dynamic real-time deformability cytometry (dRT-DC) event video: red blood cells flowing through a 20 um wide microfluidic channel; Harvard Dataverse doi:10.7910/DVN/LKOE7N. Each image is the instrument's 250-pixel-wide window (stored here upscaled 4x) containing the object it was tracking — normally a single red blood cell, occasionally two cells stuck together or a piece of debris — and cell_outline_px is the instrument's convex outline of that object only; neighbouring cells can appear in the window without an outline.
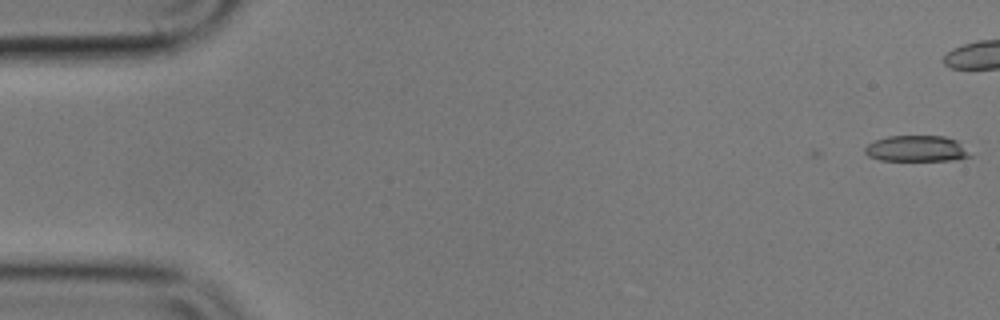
{"species": "common noctule bat (a hibernating species)", "species_latin": "Nyctalus noctula", "temperature_condition": "cold", "stored_images_in_passage": 8, "camera_frame_rate_fps": 3000, "um_per_image_px": 0.085, "animal": {"sex": "male", "body_mass_g": 17.9}, "frame": {"image": 1, "passage_image": 1, "time_ms": 0.0, "image_size_px": [1000, 320], "cell_outline_px": [[972, 156], [952, 160], [880, 160], [868, 156], [864, 152], [864, 148], [868, 144], [876, 140], [888, 136], [944, 136], [956, 140]], "centroid_in_image_um": [77.86, 12.63], "position_along_channel_um": 7.1, "area_um2": 15.72}}